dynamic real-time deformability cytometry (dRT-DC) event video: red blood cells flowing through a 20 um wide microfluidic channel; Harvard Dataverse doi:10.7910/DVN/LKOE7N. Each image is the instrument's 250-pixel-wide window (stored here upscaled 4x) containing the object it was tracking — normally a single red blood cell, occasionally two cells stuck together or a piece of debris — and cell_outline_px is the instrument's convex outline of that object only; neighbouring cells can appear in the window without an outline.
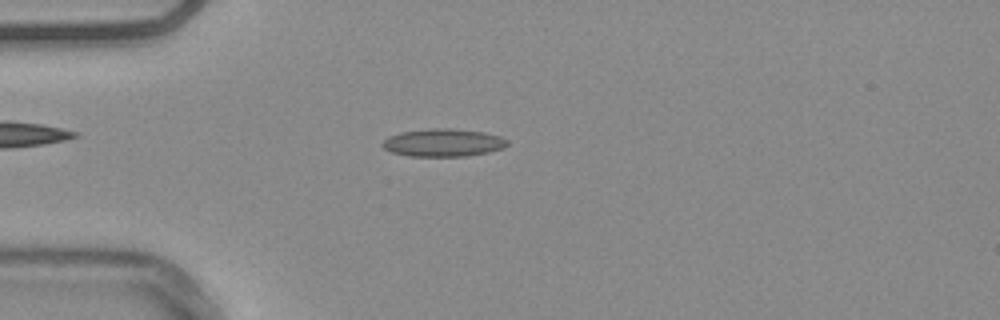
{"species": "common noctule bat (a hibernating species)", "species_latin": "Nyctalus noctula", "temperature_condition": "warm", "stored_images_in_passage": 46, "camera_frame_rate_fps": 3000, "um_per_image_px": 0.085, "animal": {"sex": "male", "body_mass_g": 20.4}, "frame": {"image": 1, "passage_image": 7, "time_ms": 2.0, "image_size_px": [1000, 320], "cell_outline_px": [[508, 144], [504, 148], [488, 152], [468, 156], [408, 156], [392, 152], [384, 148], [380, 144], [388, 136], [400, 132], [436, 128], [452, 128], [484, 132], [500, 136], [508, 140]], "centroid_in_image_um": [37.68, 12.13], "position_along_channel_um": 47.3, "area_um2": 20.29}}
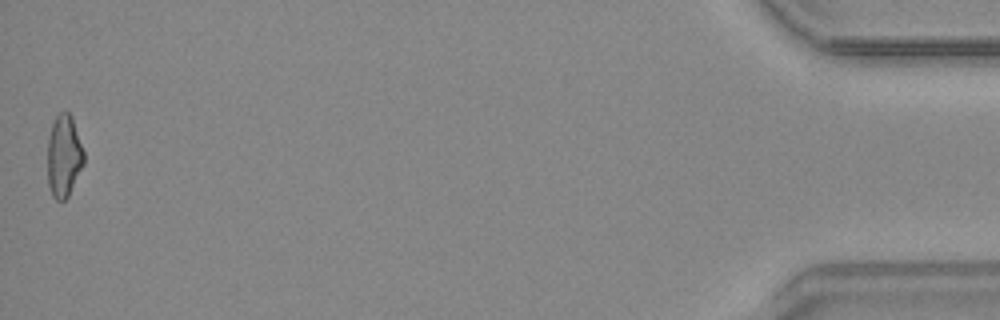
{"frame": {"image": 2, "passage_image": 46, "time_ms": 15.0, "image_size_px": [1000, 320], "cell_outline_px": [[84, 164], [68, 196], [64, 200], [56, 200], [52, 196], [48, 184], [48, 140], [52, 124], [56, 116], [60, 112], [68, 112], [72, 116], [84, 152]], "centroid_in_image_um": [5.43, 13.27], "position_along_channel_um": 429.8, "area_um2": 17.34}, "authors_computed_cell_mechanics": {"area_um2": 18.0336, "velocity_mm_per_s": 3.7881, "shape_relaxation_time_tau1_ms": 8.2909, "shape_relaxation_time_tau2_ms": 2.6181, "deformation_change_tau1": 0.1746, "deformation_change_tau2": 0.1225}}